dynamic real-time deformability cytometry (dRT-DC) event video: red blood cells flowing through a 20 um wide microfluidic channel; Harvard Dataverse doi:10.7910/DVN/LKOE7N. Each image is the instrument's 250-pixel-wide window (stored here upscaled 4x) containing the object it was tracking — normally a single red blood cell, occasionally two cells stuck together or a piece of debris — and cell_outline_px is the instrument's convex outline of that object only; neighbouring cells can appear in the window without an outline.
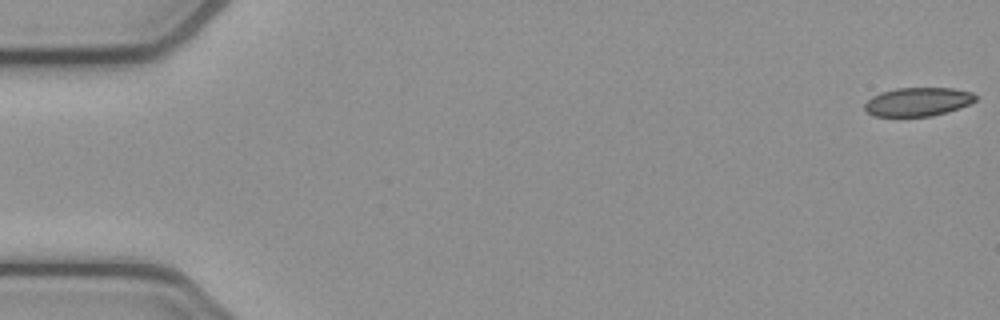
{"species": "common noctule bat (a hibernating species)", "species_latin": "Nyctalus noctula", "temperature_condition": "cold", "stored_images_in_passage": 7, "camera_frame_rate_fps": 3000, "um_per_image_px": 0.085, "animal": {"sex": "female", "body_mass_g": 21.9}, "frame": {"image": 1, "passage_image": 1, "time_ms": 0.0, "image_size_px": [1000, 320], "cell_outline_px": [[976, 100], [960, 108], [948, 112], [932, 116], [872, 116], [864, 108], [864, 104], [872, 96], [880, 92], [896, 88], [952, 88], [972, 92], [976, 96]], "centroid_in_image_um": [78.01, 8.65], "position_along_channel_um": 7.0, "area_um2": 18.55}}
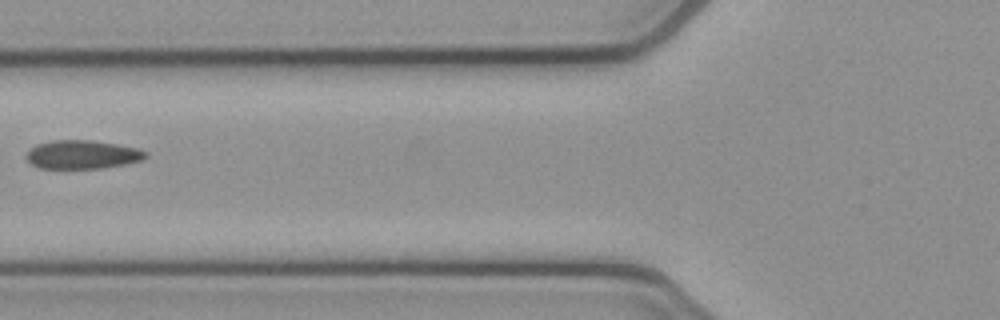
{"frame": {"image": 2, "passage_image": 6, "time_ms": 1.667, "image_size_px": [1000, 320], "cell_outline_px": [[148, 156], [140, 160], [124, 164], [104, 168], [40, 168], [32, 164], [24, 156], [36, 144], [52, 140], [88, 140], [116, 144], [136, 148], [148, 152]], "centroid_in_image_um": [6.99, 13.13], "position_along_channel_um": 118.8, "area_um2": 19.71}}
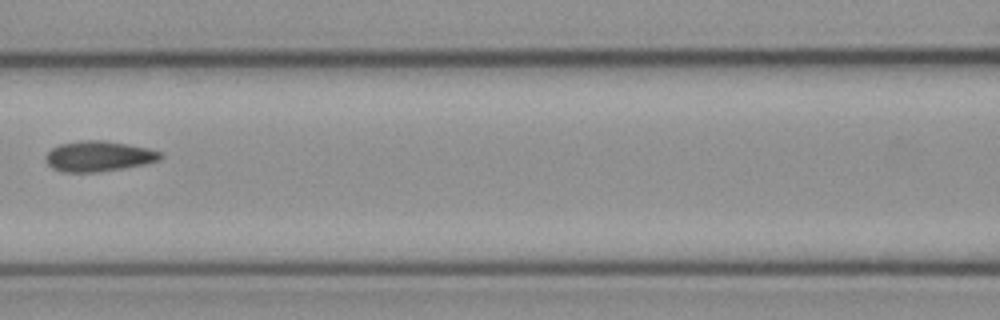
{"frame": {"image": 3, "passage_image": 7, "time_ms": 2.0, "image_size_px": [1000, 320], "cell_outline_px": [[164, 156], [160, 160], [144, 164], [96, 172], [64, 172], [52, 168], [44, 160], [44, 156], [52, 148], [60, 144], [80, 140], [104, 140], [128, 144], [148, 148], [160, 152]], "centroid_in_image_um": [8.36, 13.27], "position_along_channel_um": 158.2, "area_um2": 20.35}}